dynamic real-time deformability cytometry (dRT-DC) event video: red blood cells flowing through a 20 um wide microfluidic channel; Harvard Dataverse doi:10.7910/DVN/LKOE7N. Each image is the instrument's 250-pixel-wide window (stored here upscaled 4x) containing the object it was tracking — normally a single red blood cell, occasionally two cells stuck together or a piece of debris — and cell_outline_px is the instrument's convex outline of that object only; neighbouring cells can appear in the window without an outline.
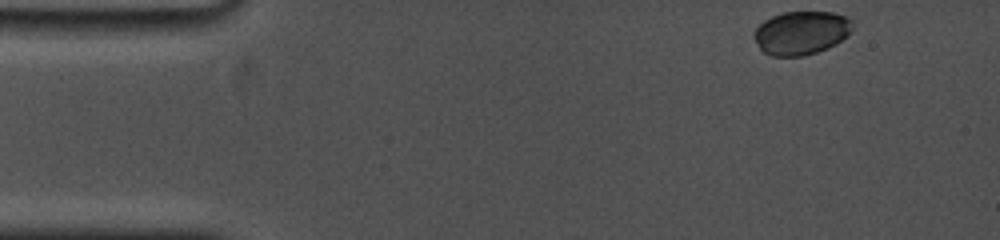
{"species": "common noctule bat (a hibernating species)", "species_latin": "Nyctalus noctula", "temperature_condition": "cold", "stored_images_in_passage": 20, "camera_frame_rate_fps": 5000, "um_per_image_px": 0.085, "animal": {"sex": "female", "body_mass_g": 19.0, "forearm_length_mm": 53.3}, "frame": {"image": 1, "passage_image": 1, "time_ms": 0.0, "image_size_px": [1000, 240], "cell_outline_px": [[852, 28], [848, 36], [836, 44], [828, 48], [804, 56], [772, 56], [764, 52], [760, 48], [752, 36], [756, 28], [764, 20], [772, 16], [784, 12], [832, 12], [848, 16], [852, 20]], "centroid_in_image_um": [68.12, 2.79], "position_along_channel_um": 16.9, "area_um2": 25.14}}
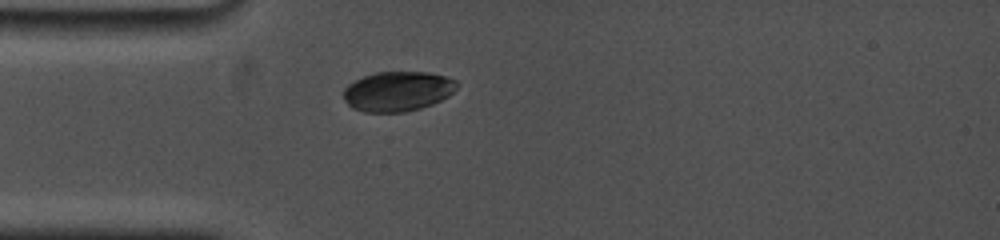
{"frame": {"image": 2, "passage_image": 17, "time_ms": 3.2, "image_size_px": [1000, 240], "cell_outline_px": [[460, 84], [448, 96], [432, 104], [420, 108], [404, 112], [364, 112], [352, 108], [344, 100], [344, 88], [348, 84], [364, 76], [376, 72], [428, 72], [444, 76], [456, 80]], "centroid_in_image_um": [33.8, 7.76], "position_along_channel_um": 51.2, "area_um2": 26.3}}